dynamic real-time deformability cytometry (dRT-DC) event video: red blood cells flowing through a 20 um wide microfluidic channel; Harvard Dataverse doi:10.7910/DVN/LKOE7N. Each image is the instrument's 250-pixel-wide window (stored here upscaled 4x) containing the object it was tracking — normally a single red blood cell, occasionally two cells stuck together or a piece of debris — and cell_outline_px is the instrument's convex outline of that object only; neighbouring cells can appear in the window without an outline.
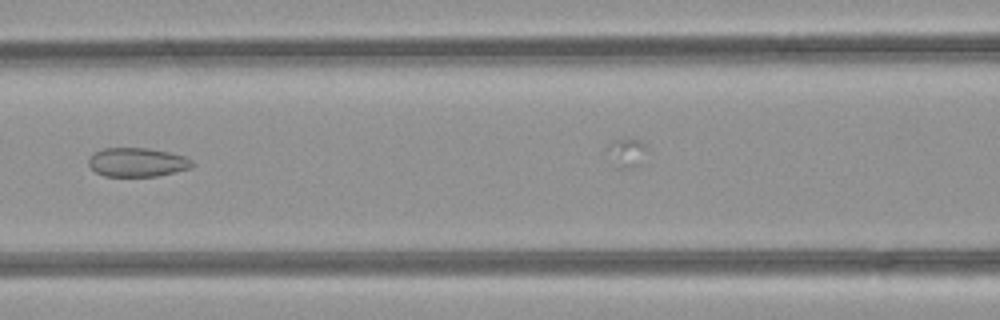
{"species": "common noctule bat (a hibernating species)", "species_latin": "Nyctalus noctula", "temperature_condition": "room temperature", "stored_images_in_passage": 28, "camera_frame_rate_fps": 3000, "um_per_image_px": 0.085, "animal": {"sex": "female", "body_mass_g": 21.9}, "frame": {"image": 1, "passage_image": 12, "time_ms": 3.667, "image_size_px": [1000, 320], "cell_outline_px": [[196, 164], [192, 168], [156, 176], [104, 176], [96, 172], [88, 164], [88, 160], [92, 152], [104, 148], [148, 148], [168, 152], [184, 156], [192, 160]], "centroid_in_image_um": [11.67, 13.79], "position_along_channel_um": 154.9, "area_um2": 17.57}}
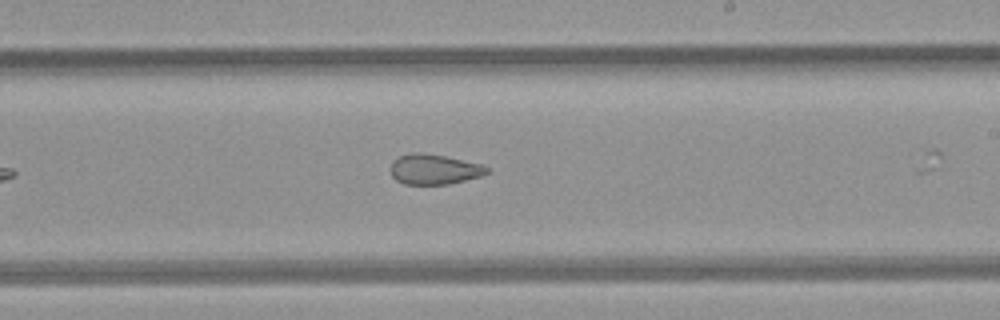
{"frame": {"image": 2, "passage_image": 19, "time_ms": 6.0, "image_size_px": [1000, 320], "cell_outline_px": [[488, 172], [480, 176], [448, 184], [404, 184], [396, 180], [392, 176], [392, 160], [400, 156], [412, 152], [420, 152], [444, 156], [480, 164], [488, 168]], "centroid_in_image_um": [36.87, 14.39], "position_along_channel_um": 252.1, "area_um2": 16.65}}
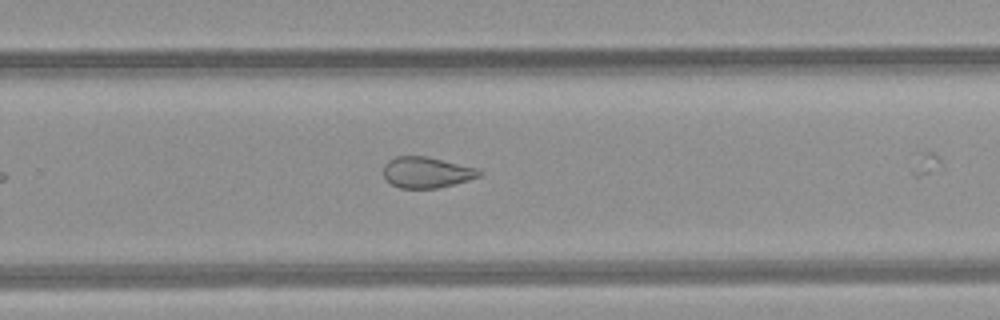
{"frame": {"image": 3, "passage_image": 22, "time_ms": 7.0, "image_size_px": [1000, 320], "cell_outline_px": [[484, 172], [480, 176], [468, 180], [436, 188], [400, 188], [392, 184], [384, 176], [384, 164], [388, 160], [396, 156], [428, 156], [480, 168]], "centroid_in_image_um": [36.3, 14.63], "position_along_channel_um": 293.5, "area_um2": 17.4}}